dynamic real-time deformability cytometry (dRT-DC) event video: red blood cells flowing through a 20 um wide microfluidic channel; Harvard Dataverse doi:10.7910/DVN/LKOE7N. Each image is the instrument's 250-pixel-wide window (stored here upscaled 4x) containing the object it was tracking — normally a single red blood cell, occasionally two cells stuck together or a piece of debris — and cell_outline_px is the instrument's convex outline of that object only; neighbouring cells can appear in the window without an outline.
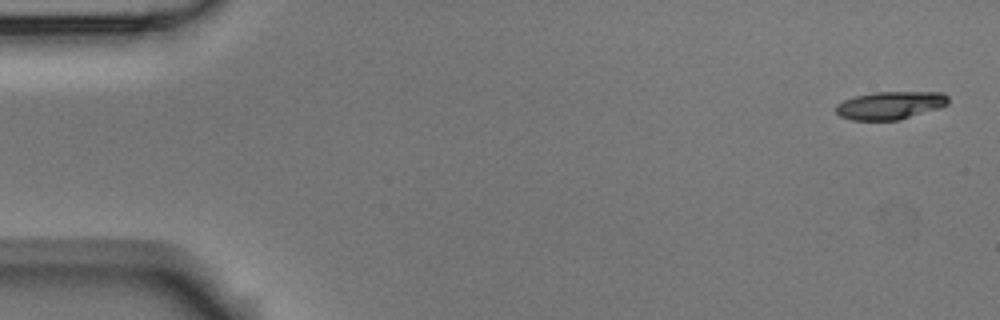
{"species": "Egyptian fruit bat (a non-hibernating species)", "species_latin": "Rousettus aegyptiacus", "temperature_condition": "room temperature", "stored_images_in_passage": 5, "camera_frame_rate_fps": 3000, "um_per_image_px": 0.085, "animal": {"sex": "male"}, "frame": {"image": 1, "passage_image": 1, "time_ms": 0.0, "image_size_px": [1000, 320], "cell_outline_px": [[948, 104], [940, 108], [900, 120], [852, 120], [840, 116], [836, 112], [836, 104], [852, 96], [872, 92], [944, 92], [948, 96]], "centroid_in_image_um": [75.67, 8.95], "position_along_channel_um": 9.3, "area_um2": 18.5}}
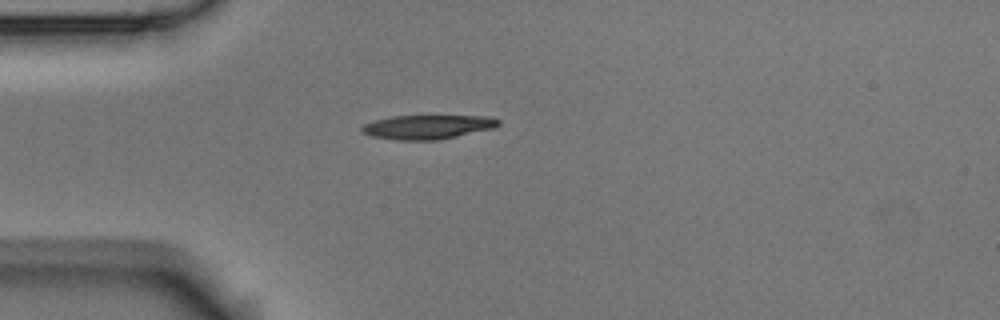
{"frame": {"image": 2, "passage_image": 4, "time_ms": 4.333, "image_size_px": [1000, 320], "cell_outline_px": [[500, 124], [492, 128], [456, 136], [436, 140], [396, 140], [372, 136], [360, 132], [360, 128], [364, 124], [376, 120], [392, 116], [488, 116], [500, 120]], "centroid_in_image_um": [36.3, 10.79], "position_along_channel_um": 48.7, "area_um2": 19.02}}